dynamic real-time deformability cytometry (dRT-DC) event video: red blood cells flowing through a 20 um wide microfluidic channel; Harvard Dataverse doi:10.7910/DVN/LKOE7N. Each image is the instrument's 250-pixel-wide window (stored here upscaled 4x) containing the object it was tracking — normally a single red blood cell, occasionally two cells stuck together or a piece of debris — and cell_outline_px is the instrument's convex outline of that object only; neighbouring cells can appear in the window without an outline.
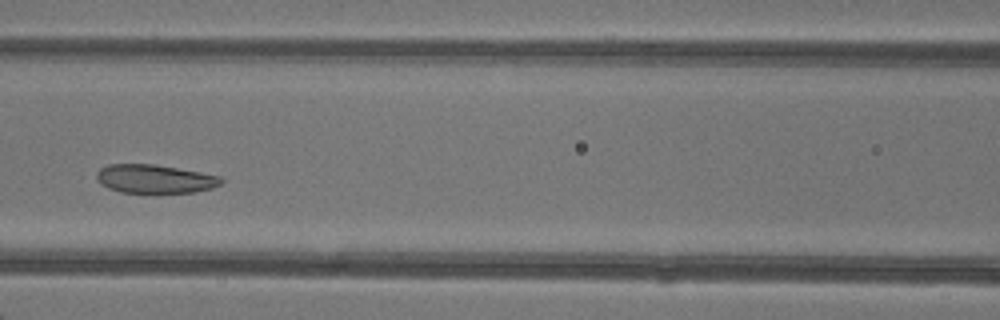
{"species": "common noctule bat (a hibernating species)", "species_latin": "Nyctalus noctula", "temperature_condition": "warm", "stored_images_in_passage": 5, "camera_frame_rate_fps": 3000, "um_per_image_px": 0.085, "animal": {"sex": "female"}, "frame": {"image": 1, "passage_image": 5, "time_ms": 4.667, "image_size_px": [1000, 320], "cell_outline_px": [[224, 180], [220, 184], [212, 188], [196, 192], [124, 192], [108, 188], [100, 184], [96, 180], [96, 172], [100, 168], [108, 164], [156, 164], [200, 172], [220, 176]], "centroid_in_image_um": [13.14, 15.19], "position_along_channel_um": 153.5, "area_um2": 20.75}}